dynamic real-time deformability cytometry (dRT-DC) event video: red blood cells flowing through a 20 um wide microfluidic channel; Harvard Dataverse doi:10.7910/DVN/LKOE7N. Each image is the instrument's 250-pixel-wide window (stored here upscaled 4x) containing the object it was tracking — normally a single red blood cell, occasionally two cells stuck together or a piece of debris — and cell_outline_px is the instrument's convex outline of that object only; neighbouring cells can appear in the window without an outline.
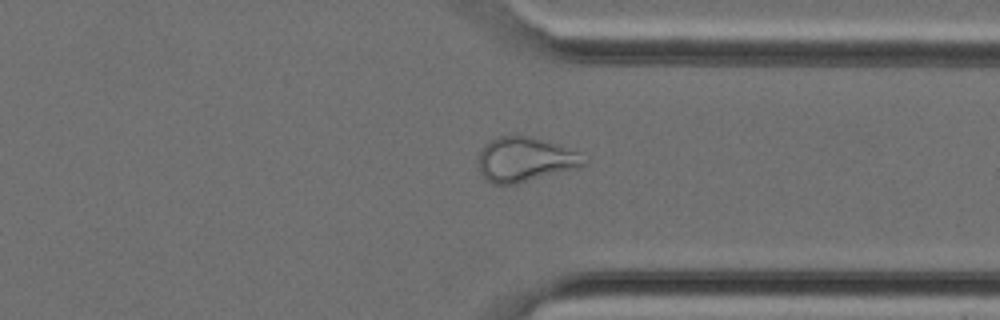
{"species": "Egyptian fruit bat (a non-hibernating species)", "species_latin": "Rousettus aegyptiacus", "temperature_condition": "cold", "stored_images_in_passage": 34, "camera_frame_rate_fps": 3000, "um_per_image_px": 0.085, "animal": {"sex": "female"}, "frame": {"image": 1, "passage_image": 25, "time_ms": 8.0, "image_size_px": [1000, 320], "cell_outline_px": [[588, 160], [584, 164], [576, 168], [516, 184], [492, 184], [480, 172], [480, 152], [484, 144], [500, 136], [524, 136], [540, 140], [576, 152]], "centroid_in_image_um": [44.59, 13.58], "position_along_channel_um": 366.8, "area_um2": 26.41}}
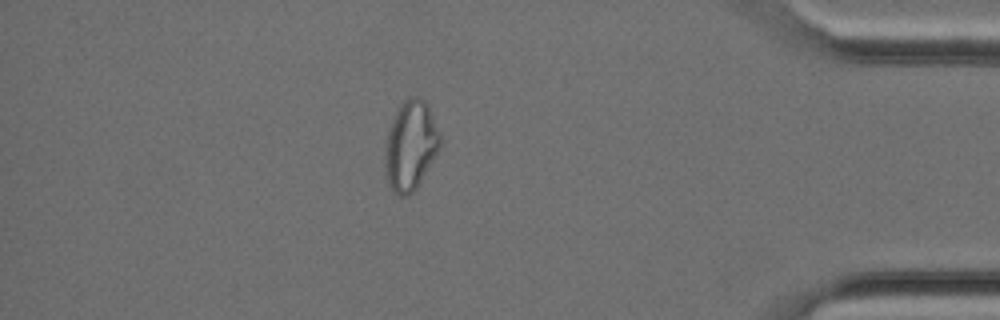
{"frame": {"image": 2, "passage_image": 29, "time_ms": 9.333, "image_size_px": [1000, 320], "cell_outline_px": [[440, 148], [416, 188], [408, 196], [400, 196], [392, 192], [384, 176], [384, 148], [388, 132], [396, 112], [400, 104], [404, 100], [412, 96], [416, 96], [424, 100], [428, 104], [440, 136]], "centroid_in_image_um": [34.86, 12.4], "position_along_channel_um": 400.3, "area_um2": 28.78}}